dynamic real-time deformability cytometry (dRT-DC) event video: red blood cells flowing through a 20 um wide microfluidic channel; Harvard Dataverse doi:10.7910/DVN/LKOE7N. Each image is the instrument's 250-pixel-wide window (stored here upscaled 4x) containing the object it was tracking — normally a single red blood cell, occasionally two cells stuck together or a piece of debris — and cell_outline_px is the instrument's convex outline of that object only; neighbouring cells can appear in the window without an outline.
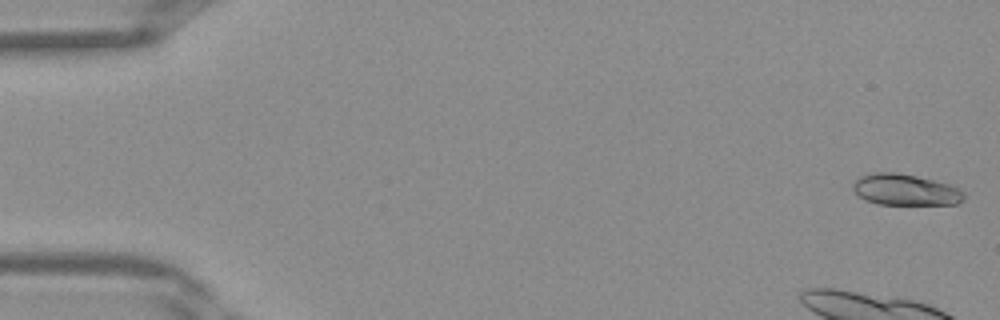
{"species": "Egyptian fruit bat (a non-hibernating species)", "species_latin": "Rousettus aegyptiacus", "temperature_condition": "warm", "stored_images_in_passage": 10, "camera_frame_rate_fps": 3000, "um_per_image_px": 0.085, "frame": {"image": 1, "passage_image": 1, "time_ms": 0.0, "image_size_px": [1000, 320], "cell_outline_px": [[964, 200], [956, 204], [876, 204], [864, 200], [852, 188], [852, 184], [860, 176], [872, 172], [896, 172], [916, 176], [948, 184], [960, 188], [964, 192]], "centroid_in_image_um": [76.94, 16.13], "position_along_channel_um": 8.1, "area_um2": 20.23}}